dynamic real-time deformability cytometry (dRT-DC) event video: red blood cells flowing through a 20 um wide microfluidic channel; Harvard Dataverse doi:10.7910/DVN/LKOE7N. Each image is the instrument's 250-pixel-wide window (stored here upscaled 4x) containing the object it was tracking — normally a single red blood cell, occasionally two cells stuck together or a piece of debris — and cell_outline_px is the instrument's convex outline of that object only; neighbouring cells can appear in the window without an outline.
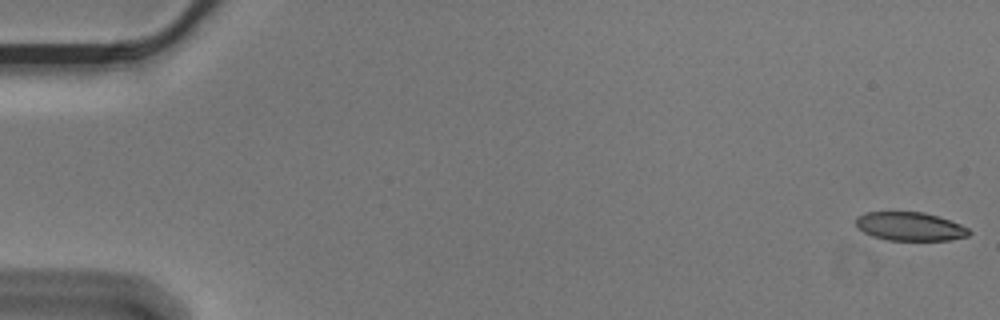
{"species": "Egyptian fruit bat (a non-hibernating species)", "species_latin": "Rousettus aegyptiacus", "temperature_condition": "cold", "stored_images_in_passage": 56, "camera_frame_rate_fps": 3000, "um_per_image_px": 0.085, "animal": {"sex": "male"}, "frame": {"image": 1, "passage_image": 1, "time_ms": 0.0, "image_size_px": [1000, 320], "cell_outline_px": [[972, 232], [968, 236], [948, 240], [888, 240], [872, 236], [856, 228], [856, 216], [868, 212], [924, 212], [960, 224], [968, 228]], "centroid_in_image_um": [77.32, 19.25], "position_along_channel_um": 7.7, "area_um2": 18.79}}
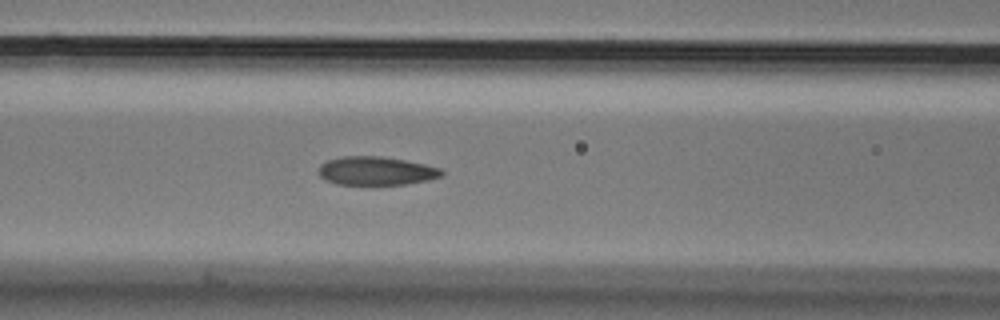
{"frame": {"image": 2, "passage_image": 24, "time_ms": 7.667, "image_size_px": [1000, 320], "cell_outline_px": [[444, 172], [440, 176], [428, 180], [404, 184], [336, 184], [320, 176], [320, 164], [328, 160], [344, 156], [380, 156], [404, 160], [424, 164], [440, 168]], "centroid_in_image_um": [31.98, 14.52], "position_along_channel_um": 134.6, "area_um2": 20.11}}
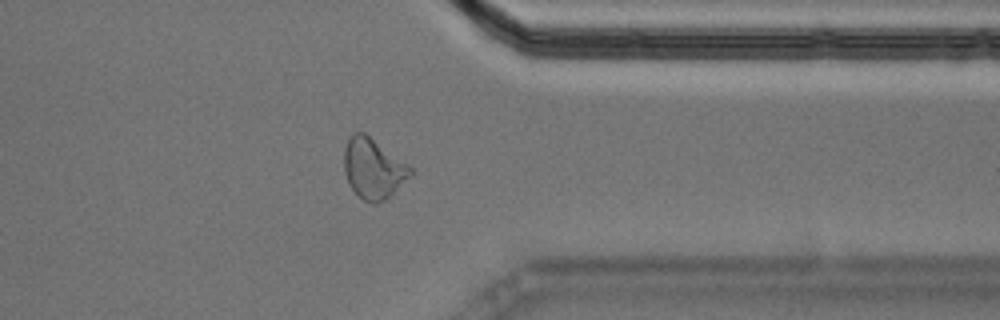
{"frame": {"image": 3, "passage_image": 45, "time_ms": 14.667, "image_size_px": [1000, 320], "cell_outline_px": [[412, 176], [384, 200], [372, 204], [364, 200], [352, 188], [344, 172], [344, 148], [352, 132], [364, 132], [408, 164], [412, 168]], "centroid_in_image_um": [31.73, 14.31], "position_along_channel_um": 379.7, "area_um2": 23.06}, "authors_computed_cell_mechanics": {"area_um2": 21.0681, "velocity_mm_per_s": 3.5714, "shape_relaxation_time_tau1_ms": 8.2168, "shape_relaxation_time_tau2_ms": 2.0626, "deformation_change_tau1": 0.1948, "deformation_change_tau2": 0.0956}}